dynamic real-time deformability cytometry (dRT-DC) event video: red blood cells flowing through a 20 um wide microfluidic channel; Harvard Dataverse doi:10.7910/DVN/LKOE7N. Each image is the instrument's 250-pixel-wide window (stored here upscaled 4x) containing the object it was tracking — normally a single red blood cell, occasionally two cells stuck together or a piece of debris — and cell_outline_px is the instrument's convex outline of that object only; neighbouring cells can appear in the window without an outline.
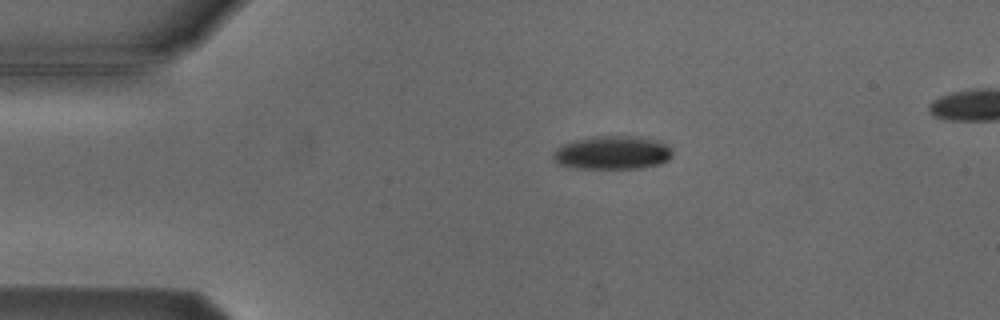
{"species": "Egyptian fruit bat (a non-hibernating species)", "species_latin": "Rousettus aegyptiacus", "temperature_condition": "cold", "stored_images_in_passage": 3, "camera_frame_rate_fps": 3000, "um_per_image_px": 0.085, "animal": {"sex": "male"}, "frame": {"image": 1, "passage_image": 1, "time_ms": 0.0, "image_size_px": [1000, 320], "cell_outline_px": [[672, 156], [668, 160], [660, 164], [644, 168], [576, 168], [556, 164], [552, 160], [552, 152], [556, 148], [564, 144], [576, 140], [592, 136], [640, 136], [660, 140], [668, 144], [672, 152]], "centroid_in_image_um": [52.06, 12.97], "position_along_channel_um": 32.9, "area_um2": 23.7}}